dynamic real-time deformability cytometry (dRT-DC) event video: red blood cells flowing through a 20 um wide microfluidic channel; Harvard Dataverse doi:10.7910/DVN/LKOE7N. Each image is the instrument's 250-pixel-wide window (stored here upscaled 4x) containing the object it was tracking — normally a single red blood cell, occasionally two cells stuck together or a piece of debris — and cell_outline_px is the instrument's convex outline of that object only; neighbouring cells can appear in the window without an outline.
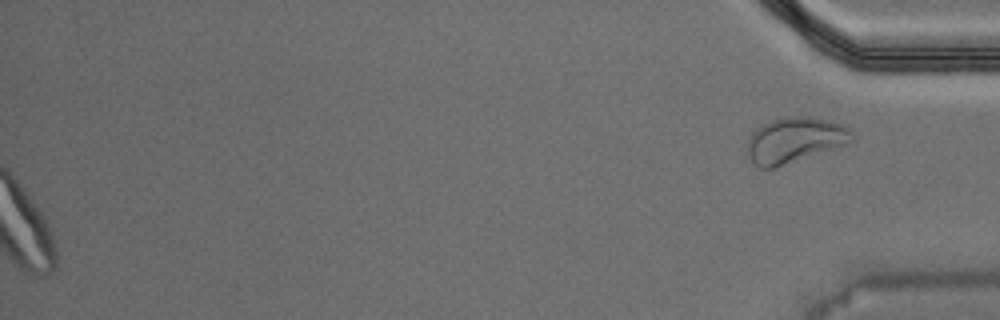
{"species": "Egyptian fruit bat (a non-hibernating species)", "species_latin": "Rousettus aegyptiacus", "temperature_condition": "warm", "stored_images_in_passage": 54, "segment_of_instrument_passage": [2, 2], "camera_frame_rate_fps": 3000, "um_per_image_px": 0.085, "animal": {"sex": "male"}, "frame": {"image": 1, "passage_image": 54, "time_ms": 17.667, "image_size_px": [1000, 320], "cell_outline_px": [[852, 140], [848, 144], [772, 168], [760, 168], [748, 156], [748, 140], [752, 132], [760, 124], [772, 120], [792, 116], [808, 116], [828, 120], [844, 124], [852, 128]], "centroid_in_image_um": [67.58, 11.88], "position_along_channel_um": 367.6, "area_um2": 27.57}}